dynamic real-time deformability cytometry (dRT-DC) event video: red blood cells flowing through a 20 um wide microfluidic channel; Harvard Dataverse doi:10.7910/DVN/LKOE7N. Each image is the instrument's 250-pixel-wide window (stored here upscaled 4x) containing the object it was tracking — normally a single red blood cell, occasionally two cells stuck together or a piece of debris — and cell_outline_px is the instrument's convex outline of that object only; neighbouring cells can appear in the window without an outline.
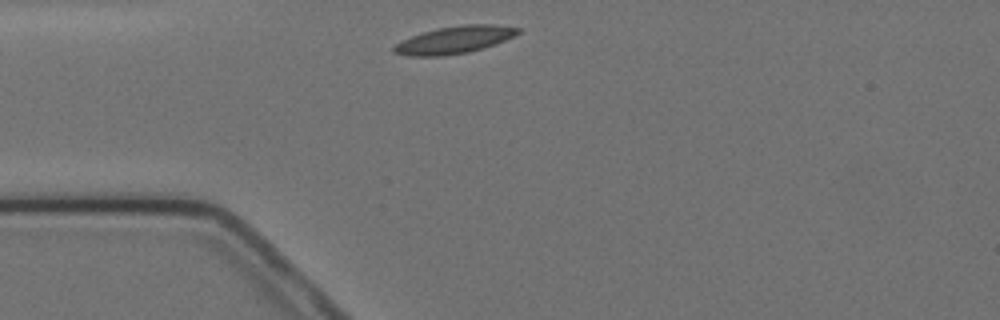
{"species": "Egyptian fruit bat (a non-hibernating species)", "species_latin": "Rousettus aegyptiacus", "temperature_condition": "cold", "stored_images_in_passage": 1, "camera_frame_rate_fps": 3000, "um_per_image_px": 0.085, "animal": {"sex": "female"}, "frame": {"image": 1, "passage_image": 1, "time_ms": 0.0, "image_size_px": [1000, 320], "cell_outline_px": [[520, 32], [504, 40], [468, 52], [444, 56], [408, 56], [392, 52], [392, 48], [396, 44], [412, 36], [424, 32], [440, 28], [464, 24], [496, 24], [520, 28]], "centroid_in_image_um": [38.61, 3.39], "position_along_channel_um": 46.4, "area_um2": 19.36}}